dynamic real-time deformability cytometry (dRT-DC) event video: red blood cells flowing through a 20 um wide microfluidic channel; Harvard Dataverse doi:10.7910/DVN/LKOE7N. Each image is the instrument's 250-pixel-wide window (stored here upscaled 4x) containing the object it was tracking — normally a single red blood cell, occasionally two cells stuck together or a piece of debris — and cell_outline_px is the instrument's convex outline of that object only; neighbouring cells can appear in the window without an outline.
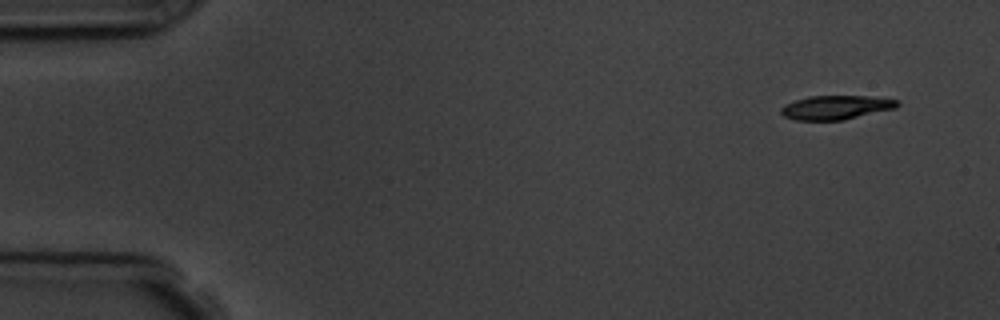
{"species": "common noctule bat (a hibernating species)", "species_latin": "Nyctalus noctula", "temperature_condition": "room temperature", "stored_images_in_passage": 4, "camera_frame_rate_fps": 3000, "um_per_image_px": 0.085, "animal": {"sex": "male", "body_mass_g": 19.5, "forearm_length_mm": 54.6}, "frame": {"image": 1, "passage_image": 1, "time_ms": 0.0, "image_size_px": [1000, 320], "cell_outline_px": [[900, 104], [896, 108], [844, 120], [796, 120], [784, 116], [780, 112], [780, 108], [784, 104], [808, 96], [868, 96], [900, 100]], "centroid_in_image_um": [71.07, 9.13], "position_along_channel_um": 13.9, "area_um2": 16.36}}
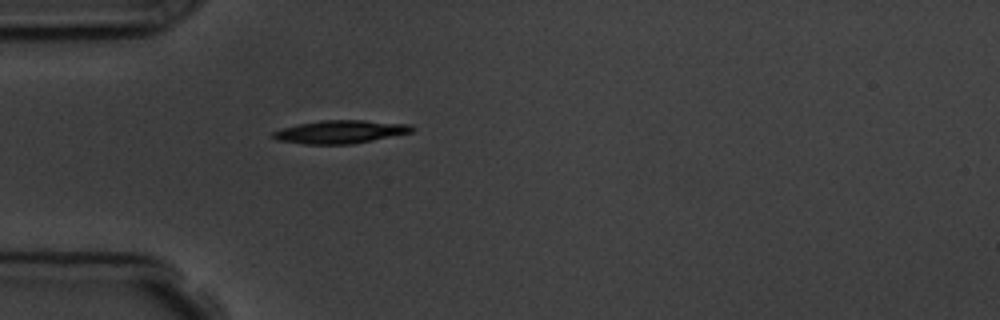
{"frame": {"image": 2, "passage_image": 4, "time_ms": 4.0, "image_size_px": [1000, 320], "cell_outline_px": [[416, 128], [412, 132], [352, 144], [304, 144], [276, 140], [272, 136], [272, 132], [284, 128], [300, 124], [320, 120], [364, 120], [412, 124]], "centroid_in_image_um": [28.96, 11.2], "position_along_channel_um": 56.0, "area_um2": 18.67}}